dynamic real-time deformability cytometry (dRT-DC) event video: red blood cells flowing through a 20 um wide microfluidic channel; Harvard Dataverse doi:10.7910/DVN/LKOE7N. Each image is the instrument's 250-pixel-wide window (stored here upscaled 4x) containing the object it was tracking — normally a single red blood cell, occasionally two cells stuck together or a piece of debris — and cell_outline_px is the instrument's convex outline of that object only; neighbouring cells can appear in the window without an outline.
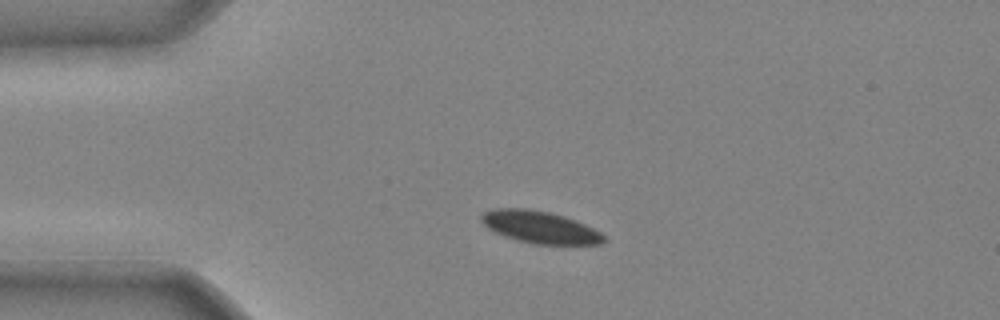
{"species": "common noctule bat (a hibernating species)", "species_latin": "Nyctalus noctula", "temperature_condition": "cold", "stored_images_in_passage": 36, "camera_frame_rate_fps": 3000, "um_per_image_px": 0.085, "animal": {"sex": "male", "body_mass_g": 20.4}, "frame": {"image": 1, "passage_image": 7, "time_ms": 2.0, "image_size_px": [1000, 320], "cell_outline_px": [[608, 240], [600, 244], [532, 244], [516, 240], [504, 236], [488, 228], [480, 220], [480, 216], [484, 212], [496, 208], [528, 208], [548, 212], [564, 216], [576, 220], [600, 232]], "centroid_in_image_um": [45.89, 19.31], "position_along_channel_um": 39.1, "area_um2": 22.95}}
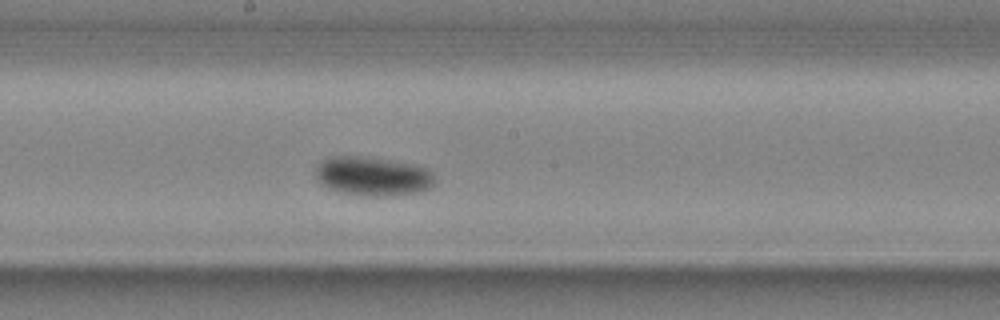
{"frame": {"image": 2, "passage_image": 21, "time_ms": 6.667, "image_size_px": [1000, 320], "cell_outline_px": [[432, 184], [428, 188], [420, 192], [392, 196], [360, 196], [340, 192], [328, 188], [316, 176], [316, 168], [324, 160], [332, 156], [360, 156], [388, 160], [412, 164], [428, 168], [432, 172]], "centroid_in_image_um": [31.69, 14.99], "position_along_channel_um": 216.5, "area_um2": 26.88}}
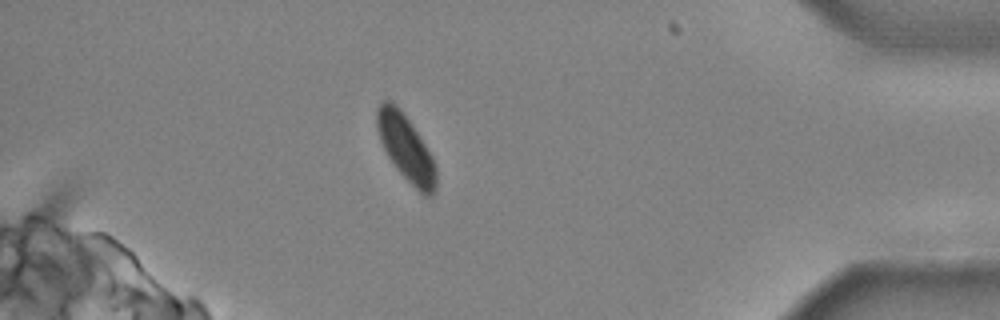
{"frame": {"image": 3, "passage_image": 36, "time_ms": 11.667, "image_size_px": [1000, 320], "cell_outline_px": [[436, 192], [432, 196], [424, 196], [396, 168], [388, 156], [380, 140], [376, 128], [376, 108], [380, 100], [392, 100], [400, 108], [432, 156], [436, 168]], "centroid_in_image_um": [34.48, 12.55], "position_along_channel_um": 400.7, "area_um2": 22.66}}